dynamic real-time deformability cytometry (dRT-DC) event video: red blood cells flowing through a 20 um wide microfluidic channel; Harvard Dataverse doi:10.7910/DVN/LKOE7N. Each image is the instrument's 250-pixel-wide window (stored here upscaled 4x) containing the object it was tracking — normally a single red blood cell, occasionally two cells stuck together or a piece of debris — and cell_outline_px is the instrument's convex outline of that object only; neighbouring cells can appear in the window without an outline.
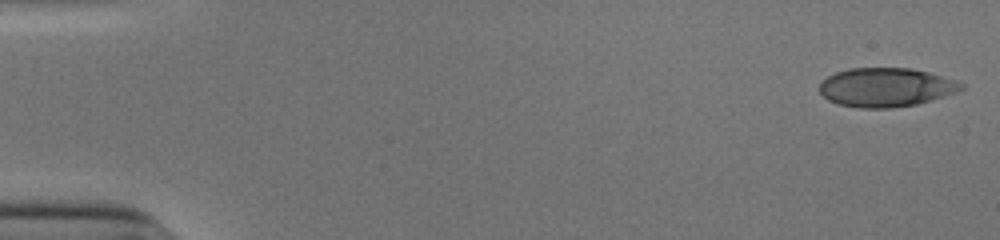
{"species": "human", "species_latin": "Homo sapiens", "temperature_condition": "cold", "stored_images_in_passage": 52, "camera_frame_rate_fps": 3000, "um_per_image_px": 0.085, "donor": {"sex": "male"}, "frame": {"image": 1, "passage_image": 1, "time_ms": 0.0, "image_size_px": [1000, 240], "cell_outline_px": [[964, 88], [956, 92], [916, 104], [892, 108], [860, 108], [840, 104], [828, 100], [816, 88], [828, 76], [836, 72], [848, 68], [912, 68], [928, 72], [956, 80], [964, 84]], "centroid_in_image_um": [75.28, 7.42], "position_along_channel_um": 9.7, "area_um2": 32.08}}
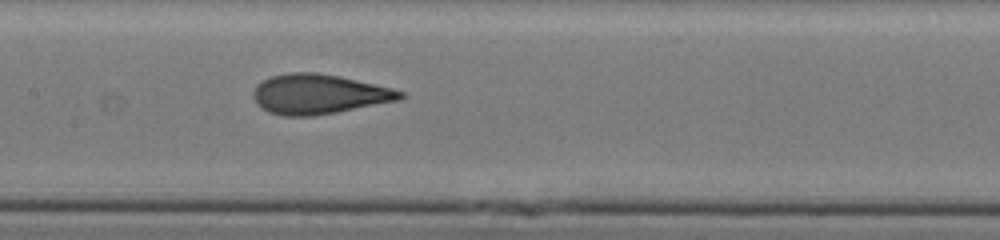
{"frame": {"image": 2, "passage_image": 26, "time_ms": 8.333, "image_size_px": [1000, 240], "cell_outline_px": [[404, 96], [400, 100], [336, 112], [312, 116], [284, 116], [268, 112], [260, 108], [256, 104], [252, 96], [256, 84], [272, 76], [288, 72], [316, 72], [340, 76], [392, 88], [404, 92]], "centroid_in_image_um": [27.07, 8.0], "position_along_channel_um": 180.3, "area_um2": 34.16}}
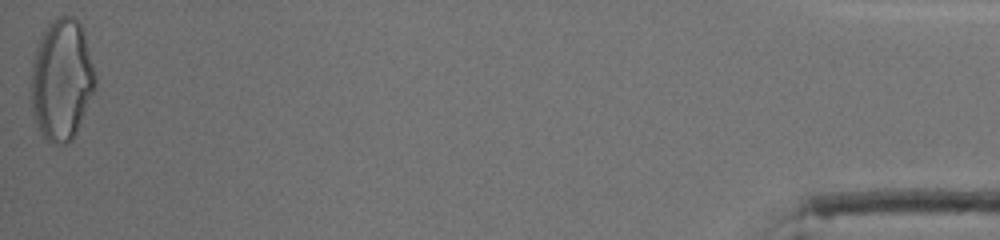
{"frame": {"image": 3, "passage_image": 52, "time_ms": 17.0, "image_size_px": [1000, 240], "cell_outline_px": [[96, 88], [76, 136], [72, 140], [64, 144], [52, 144], [44, 140], [36, 124], [32, 112], [32, 64], [36, 48], [48, 24], [56, 16], [72, 16], [84, 28], [96, 72]], "centroid_in_image_um": [5.28, 6.82], "position_along_channel_um": 429.9, "area_um2": 46.12}, "authors_computed_cell_mechanics": {"area_um2": 33.5529, "velocity_mm_per_s": 3.9275, "shape_relaxation_time_tau1_ms": 7.8884, "shape_relaxation_time_tau2_ms": 0.9338, "deformation_change_tau1": 0.2619, "deformation_change_tau2": 0.0896}}